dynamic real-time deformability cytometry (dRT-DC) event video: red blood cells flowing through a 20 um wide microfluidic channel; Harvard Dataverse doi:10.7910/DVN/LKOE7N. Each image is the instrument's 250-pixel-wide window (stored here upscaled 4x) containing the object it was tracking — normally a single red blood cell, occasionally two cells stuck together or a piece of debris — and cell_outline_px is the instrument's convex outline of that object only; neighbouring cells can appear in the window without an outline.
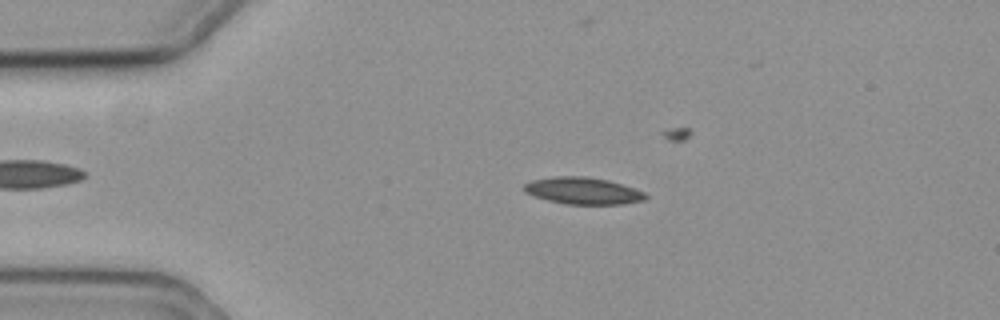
{"species": "common noctule bat (a hibernating species)", "species_latin": "Nyctalus noctula", "temperature_condition": "cold", "stored_images_in_passage": 44, "camera_frame_rate_fps": 3000, "um_per_image_px": 0.085, "animal": {"sex": "female", "body_mass_g": 19.3, "forearm_length_mm": 54.1}, "frame": {"image": 1, "passage_image": 12, "time_ms": 3.667, "image_size_px": [1000, 320], "cell_outline_px": [[648, 196], [644, 200], [620, 204], [568, 204], [548, 200], [524, 192], [524, 184], [532, 180], [556, 176], [584, 176], [608, 180], [644, 192]], "centroid_in_image_um": [49.54, 16.21], "position_along_channel_um": 35.5, "area_um2": 18.73}}
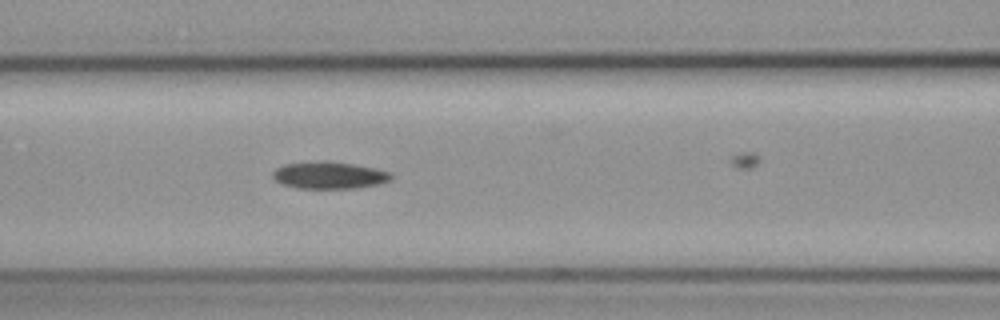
{"frame": {"image": 2, "passage_image": 24, "time_ms": 7.667, "image_size_px": [1000, 320], "cell_outline_px": [[392, 180], [380, 184], [356, 188], [296, 188], [284, 184], [276, 180], [272, 176], [272, 172], [276, 168], [284, 164], [320, 160], [324, 160], [352, 164], [376, 168], [392, 172]], "centroid_in_image_um": [28.01, 14.89], "position_along_channel_um": 138.6, "area_um2": 18.84}}
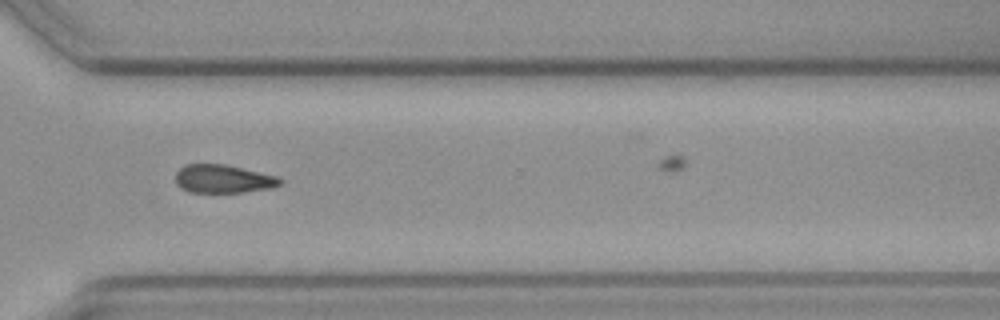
{"frame": {"image": 3, "passage_image": 42, "time_ms": 13.667, "image_size_px": [1000, 320], "cell_outline_px": [[284, 180], [280, 184], [272, 188], [244, 192], [188, 192], [180, 188], [176, 184], [176, 172], [184, 164], [224, 164], [276, 176]], "centroid_in_image_um": [18.94, 15.21], "position_along_channel_um": 351.7, "area_um2": 17.22}}